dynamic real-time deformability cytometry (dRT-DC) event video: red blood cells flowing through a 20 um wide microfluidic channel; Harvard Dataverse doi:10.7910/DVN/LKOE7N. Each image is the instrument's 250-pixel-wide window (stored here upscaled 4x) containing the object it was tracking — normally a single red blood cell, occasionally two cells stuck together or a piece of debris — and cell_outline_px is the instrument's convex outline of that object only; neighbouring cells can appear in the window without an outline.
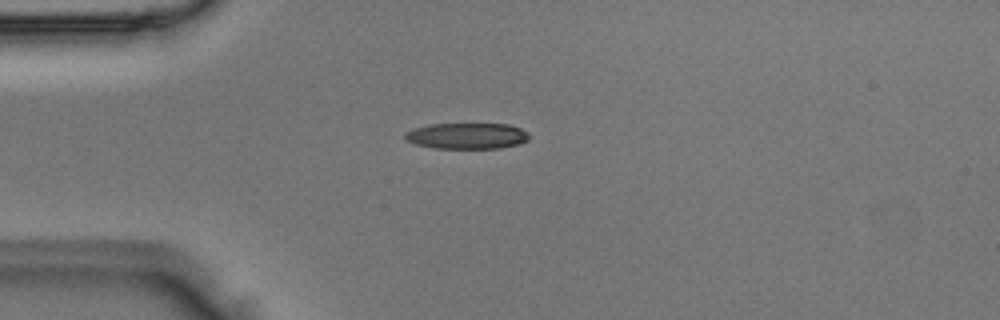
{"species": "Egyptian fruit bat (a non-hibernating species)", "species_latin": "Rousettus aegyptiacus", "temperature_condition": "room temperature", "stored_images_in_passage": 4, "camera_frame_rate_fps": 3000, "um_per_image_px": 0.085, "animal": {"sex": "male"}, "frame": {"image": 1, "passage_image": 4, "time_ms": 1.0, "image_size_px": [1000, 320], "cell_outline_px": [[528, 140], [520, 144], [500, 148], [436, 148], [416, 144], [408, 140], [404, 136], [404, 132], [428, 124], [508, 124], [520, 128], [528, 132]], "centroid_in_image_um": [39.72, 11.55], "position_along_channel_um": 45.3, "area_um2": 18.73}}